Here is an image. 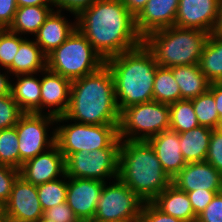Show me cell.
<instances>
[{
	"label": "cell",
	"instance_id": "1",
	"mask_svg": "<svg viewBox=\"0 0 222 222\" xmlns=\"http://www.w3.org/2000/svg\"><path fill=\"white\" fill-rule=\"evenodd\" d=\"M77 18V28L104 61L139 47L135 17L121 0H97Z\"/></svg>",
	"mask_w": 222,
	"mask_h": 222
},
{
	"label": "cell",
	"instance_id": "2",
	"mask_svg": "<svg viewBox=\"0 0 222 222\" xmlns=\"http://www.w3.org/2000/svg\"><path fill=\"white\" fill-rule=\"evenodd\" d=\"M69 120L88 125H119L114 77L106 63L95 72L72 80L67 111L56 117L55 124Z\"/></svg>",
	"mask_w": 222,
	"mask_h": 222
},
{
	"label": "cell",
	"instance_id": "3",
	"mask_svg": "<svg viewBox=\"0 0 222 222\" xmlns=\"http://www.w3.org/2000/svg\"><path fill=\"white\" fill-rule=\"evenodd\" d=\"M112 72L119 111L153 101V85L159 66L152 52L142 43L105 61Z\"/></svg>",
	"mask_w": 222,
	"mask_h": 222
},
{
	"label": "cell",
	"instance_id": "4",
	"mask_svg": "<svg viewBox=\"0 0 222 222\" xmlns=\"http://www.w3.org/2000/svg\"><path fill=\"white\" fill-rule=\"evenodd\" d=\"M118 178L143 202H152L172 183L148 141H121Z\"/></svg>",
	"mask_w": 222,
	"mask_h": 222
},
{
	"label": "cell",
	"instance_id": "5",
	"mask_svg": "<svg viewBox=\"0 0 222 222\" xmlns=\"http://www.w3.org/2000/svg\"><path fill=\"white\" fill-rule=\"evenodd\" d=\"M209 33L171 26L148 34L143 43L161 67L199 64Z\"/></svg>",
	"mask_w": 222,
	"mask_h": 222
},
{
	"label": "cell",
	"instance_id": "6",
	"mask_svg": "<svg viewBox=\"0 0 222 222\" xmlns=\"http://www.w3.org/2000/svg\"><path fill=\"white\" fill-rule=\"evenodd\" d=\"M104 64L78 28L47 56V68L71 81L95 72Z\"/></svg>",
	"mask_w": 222,
	"mask_h": 222
},
{
	"label": "cell",
	"instance_id": "7",
	"mask_svg": "<svg viewBox=\"0 0 222 222\" xmlns=\"http://www.w3.org/2000/svg\"><path fill=\"white\" fill-rule=\"evenodd\" d=\"M55 124V144L65 157L72 153L105 148H120L119 125H88L73 121Z\"/></svg>",
	"mask_w": 222,
	"mask_h": 222
},
{
	"label": "cell",
	"instance_id": "8",
	"mask_svg": "<svg viewBox=\"0 0 222 222\" xmlns=\"http://www.w3.org/2000/svg\"><path fill=\"white\" fill-rule=\"evenodd\" d=\"M169 104L150 101L134 104L120 112L121 141H148L170 127Z\"/></svg>",
	"mask_w": 222,
	"mask_h": 222
},
{
	"label": "cell",
	"instance_id": "9",
	"mask_svg": "<svg viewBox=\"0 0 222 222\" xmlns=\"http://www.w3.org/2000/svg\"><path fill=\"white\" fill-rule=\"evenodd\" d=\"M104 183L95 222H138L144 202L119 178Z\"/></svg>",
	"mask_w": 222,
	"mask_h": 222
},
{
	"label": "cell",
	"instance_id": "10",
	"mask_svg": "<svg viewBox=\"0 0 222 222\" xmlns=\"http://www.w3.org/2000/svg\"><path fill=\"white\" fill-rule=\"evenodd\" d=\"M119 152L120 148H105L72 153L65 159L66 176L102 182L111 178L117 179Z\"/></svg>",
	"mask_w": 222,
	"mask_h": 222
},
{
	"label": "cell",
	"instance_id": "11",
	"mask_svg": "<svg viewBox=\"0 0 222 222\" xmlns=\"http://www.w3.org/2000/svg\"><path fill=\"white\" fill-rule=\"evenodd\" d=\"M56 123L52 115L24 113L15 125L19 141V170L23 163L55 145V129L49 126ZM51 137H50V136Z\"/></svg>",
	"mask_w": 222,
	"mask_h": 222
},
{
	"label": "cell",
	"instance_id": "12",
	"mask_svg": "<svg viewBox=\"0 0 222 222\" xmlns=\"http://www.w3.org/2000/svg\"><path fill=\"white\" fill-rule=\"evenodd\" d=\"M1 211L9 222H37L44 214L37 186L20 175L15 180L8 201Z\"/></svg>",
	"mask_w": 222,
	"mask_h": 222
},
{
	"label": "cell",
	"instance_id": "13",
	"mask_svg": "<svg viewBox=\"0 0 222 222\" xmlns=\"http://www.w3.org/2000/svg\"><path fill=\"white\" fill-rule=\"evenodd\" d=\"M105 182L67 177L66 202L79 221L93 220Z\"/></svg>",
	"mask_w": 222,
	"mask_h": 222
},
{
	"label": "cell",
	"instance_id": "14",
	"mask_svg": "<svg viewBox=\"0 0 222 222\" xmlns=\"http://www.w3.org/2000/svg\"><path fill=\"white\" fill-rule=\"evenodd\" d=\"M65 175V157L56 144L36 157L25 161L20 169V176L35 186Z\"/></svg>",
	"mask_w": 222,
	"mask_h": 222
},
{
	"label": "cell",
	"instance_id": "15",
	"mask_svg": "<svg viewBox=\"0 0 222 222\" xmlns=\"http://www.w3.org/2000/svg\"><path fill=\"white\" fill-rule=\"evenodd\" d=\"M220 0H179L174 26L213 32Z\"/></svg>",
	"mask_w": 222,
	"mask_h": 222
},
{
	"label": "cell",
	"instance_id": "16",
	"mask_svg": "<svg viewBox=\"0 0 222 222\" xmlns=\"http://www.w3.org/2000/svg\"><path fill=\"white\" fill-rule=\"evenodd\" d=\"M41 73V114H45L44 110L49 108L48 115L63 116L69 105L72 81L48 68Z\"/></svg>",
	"mask_w": 222,
	"mask_h": 222
},
{
	"label": "cell",
	"instance_id": "17",
	"mask_svg": "<svg viewBox=\"0 0 222 222\" xmlns=\"http://www.w3.org/2000/svg\"><path fill=\"white\" fill-rule=\"evenodd\" d=\"M179 0H148L135 18L138 34L144 39L148 34L174 26Z\"/></svg>",
	"mask_w": 222,
	"mask_h": 222
},
{
	"label": "cell",
	"instance_id": "18",
	"mask_svg": "<svg viewBox=\"0 0 222 222\" xmlns=\"http://www.w3.org/2000/svg\"><path fill=\"white\" fill-rule=\"evenodd\" d=\"M178 189L184 192L222 190V174L206 161L187 163L172 179Z\"/></svg>",
	"mask_w": 222,
	"mask_h": 222
},
{
	"label": "cell",
	"instance_id": "19",
	"mask_svg": "<svg viewBox=\"0 0 222 222\" xmlns=\"http://www.w3.org/2000/svg\"><path fill=\"white\" fill-rule=\"evenodd\" d=\"M61 12L53 10L34 36L35 42L46 56L58 48L77 28V18L74 17L75 22H69Z\"/></svg>",
	"mask_w": 222,
	"mask_h": 222
},
{
	"label": "cell",
	"instance_id": "20",
	"mask_svg": "<svg viewBox=\"0 0 222 222\" xmlns=\"http://www.w3.org/2000/svg\"><path fill=\"white\" fill-rule=\"evenodd\" d=\"M159 159L164 172L172 180L187 164L181 152L179 134L163 131L148 140Z\"/></svg>",
	"mask_w": 222,
	"mask_h": 222
},
{
	"label": "cell",
	"instance_id": "21",
	"mask_svg": "<svg viewBox=\"0 0 222 222\" xmlns=\"http://www.w3.org/2000/svg\"><path fill=\"white\" fill-rule=\"evenodd\" d=\"M35 74H20L14 77L11 94L24 113L41 114V83Z\"/></svg>",
	"mask_w": 222,
	"mask_h": 222
},
{
	"label": "cell",
	"instance_id": "22",
	"mask_svg": "<svg viewBox=\"0 0 222 222\" xmlns=\"http://www.w3.org/2000/svg\"><path fill=\"white\" fill-rule=\"evenodd\" d=\"M47 68V56L40 46L26 38L14 56L12 65L7 69L13 76L20 74H36Z\"/></svg>",
	"mask_w": 222,
	"mask_h": 222
},
{
	"label": "cell",
	"instance_id": "23",
	"mask_svg": "<svg viewBox=\"0 0 222 222\" xmlns=\"http://www.w3.org/2000/svg\"><path fill=\"white\" fill-rule=\"evenodd\" d=\"M161 211L184 222H196L197 217L187 193L170 184L153 201Z\"/></svg>",
	"mask_w": 222,
	"mask_h": 222
},
{
	"label": "cell",
	"instance_id": "24",
	"mask_svg": "<svg viewBox=\"0 0 222 222\" xmlns=\"http://www.w3.org/2000/svg\"><path fill=\"white\" fill-rule=\"evenodd\" d=\"M171 70L179 85L181 100H192L209 89L211 83L200 70L199 64L175 66Z\"/></svg>",
	"mask_w": 222,
	"mask_h": 222
},
{
	"label": "cell",
	"instance_id": "25",
	"mask_svg": "<svg viewBox=\"0 0 222 222\" xmlns=\"http://www.w3.org/2000/svg\"><path fill=\"white\" fill-rule=\"evenodd\" d=\"M52 7L53 5L18 7L8 30L24 36L26 34L35 36L46 18L54 10Z\"/></svg>",
	"mask_w": 222,
	"mask_h": 222
},
{
	"label": "cell",
	"instance_id": "26",
	"mask_svg": "<svg viewBox=\"0 0 222 222\" xmlns=\"http://www.w3.org/2000/svg\"><path fill=\"white\" fill-rule=\"evenodd\" d=\"M211 133L212 129L204 126L179 133L180 148L186 163L206 160Z\"/></svg>",
	"mask_w": 222,
	"mask_h": 222
},
{
	"label": "cell",
	"instance_id": "27",
	"mask_svg": "<svg viewBox=\"0 0 222 222\" xmlns=\"http://www.w3.org/2000/svg\"><path fill=\"white\" fill-rule=\"evenodd\" d=\"M199 67L210 83L222 82V37L210 33L202 50Z\"/></svg>",
	"mask_w": 222,
	"mask_h": 222
},
{
	"label": "cell",
	"instance_id": "28",
	"mask_svg": "<svg viewBox=\"0 0 222 222\" xmlns=\"http://www.w3.org/2000/svg\"><path fill=\"white\" fill-rule=\"evenodd\" d=\"M181 100L180 88L171 68L158 66L154 77L153 101L171 104Z\"/></svg>",
	"mask_w": 222,
	"mask_h": 222
},
{
	"label": "cell",
	"instance_id": "29",
	"mask_svg": "<svg viewBox=\"0 0 222 222\" xmlns=\"http://www.w3.org/2000/svg\"><path fill=\"white\" fill-rule=\"evenodd\" d=\"M169 108L170 130L179 134L200 126L191 100H179L171 103Z\"/></svg>",
	"mask_w": 222,
	"mask_h": 222
},
{
	"label": "cell",
	"instance_id": "30",
	"mask_svg": "<svg viewBox=\"0 0 222 222\" xmlns=\"http://www.w3.org/2000/svg\"><path fill=\"white\" fill-rule=\"evenodd\" d=\"M191 101L200 126L211 129L219 127V114L213 94L209 89Z\"/></svg>",
	"mask_w": 222,
	"mask_h": 222
},
{
	"label": "cell",
	"instance_id": "31",
	"mask_svg": "<svg viewBox=\"0 0 222 222\" xmlns=\"http://www.w3.org/2000/svg\"><path fill=\"white\" fill-rule=\"evenodd\" d=\"M37 192L43 211L66 202L67 176L37 185Z\"/></svg>",
	"mask_w": 222,
	"mask_h": 222
},
{
	"label": "cell",
	"instance_id": "32",
	"mask_svg": "<svg viewBox=\"0 0 222 222\" xmlns=\"http://www.w3.org/2000/svg\"><path fill=\"white\" fill-rule=\"evenodd\" d=\"M0 164L19 170V141L16 127L0 130Z\"/></svg>",
	"mask_w": 222,
	"mask_h": 222
},
{
	"label": "cell",
	"instance_id": "33",
	"mask_svg": "<svg viewBox=\"0 0 222 222\" xmlns=\"http://www.w3.org/2000/svg\"><path fill=\"white\" fill-rule=\"evenodd\" d=\"M26 39L8 29H0V67L7 70L13 63L20 44Z\"/></svg>",
	"mask_w": 222,
	"mask_h": 222
},
{
	"label": "cell",
	"instance_id": "34",
	"mask_svg": "<svg viewBox=\"0 0 222 222\" xmlns=\"http://www.w3.org/2000/svg\"><path fill=\"white\" fill-rule=\"evenodd\" d=\"M23 114L12 94L0 96V130L15 127Z\"/></svg>",
	"mask_w": 222,
	"mask_h": 222
},
{
	"label": "cell",
	"instance_id": "35",
	"mask_svg": "<svg viewBox=\"0 0 222 222\" xmlns=\"http://www.w3.org/2000/svg\"><path fill=\"white\" fill-rule=\"evenodd\" d=\"M205 161L222 174V129H212Z\"/></svg>",
	"mask_w": 222,
	"mask_h": 222
},
{
	"label": "cell",
	"instance_id": "36",
	"mask_svg": "<svg viewBox=\"0 0 222 222\" xmlns=\"http://www.w3.org/2000/svg\"><path fill=\"white\" fill-rule=\"evenodd\" d=\"M20 175V170L0 164V209L8 201L13 184Z\"/></svg>",
	"mask_w": 222,
	"mask_h": 222
},
{
	"label": "cell",
	"instance_id": "37",
	"mask_svg": "<svg viewBox=\"0 0 222 222\" xmlns=\"http://www.w3.org/2000/svg\"><path fill=\"white\" fill-rule=\"evenodd\" d=\"M138 222H184L161 211L153 202H144Z\"/></svg>",
	"mask_w": 222,
	"mask_h": 222
},
{
	"label": "cell",
	"instance_id": "38",
	"mask_svg": "<svg viewBox=\"0 0 222 222\" xmlns=\"http://www.w3.org/2000/svg\"><path fill=\"white\" fill-rule=\"evenodd\" d=\"M222 192V190H194L187 192V196L191 202V206L194 210V214L197 217L200 213L204 211L206 206L213 200L217 193Z\"/></svg>",
	"mask_w": 222,
	"mask_h": 222
},
{
	"label": "cell",
	"instance_id": "39",
	"mask_svg": "<svg viewBox=\"0 0 222 222\" xmlns=\"http://www.w3.org/2000/svg\"><path fill=\"white\" fill-rule=\"evenodd\" d=\"M196 222H222V192L215 195L204 211L197 216Z\"/></svg>",
	"mask_w": 222,
	"mask_h": 222
},
{
	"label": "cell",
	"instance_id": "40",
	"mask_svg": "<svg viewBox=\"0 0 222 222\" xmlns=\"http://www.w3.org/2000/svg\"><path fill=\"white\" fill-rule=\"evenodd\" d=\"M43 215L55 222H80L67 202L45 210Z\"/></svg>",
	"mask_w": 222,
	"mask_h": 222
},
{
	"label": "cell",
	"instance_id": "41",
	"mask_svg": "<svg viewBox=\"0 0 222 222\" xmlns=\"http://www.w3.org/2000/svg\"><path fill=\"white\" fill-rule=\"evenodd\" d=\"M96 1L97 0H52V3L57 10L69 11L76 17Z\"/></svg>",
	"mask_w": 222,
	"mask_h": 222
},
{
	"label": "cell",
	"instance_id": "42",
	"mask_svg": "<svg viewBox=\"0 0 222 222\" xmlns=\"http://www.w3.org/2000/svg\"><path fill=\"white\" fill-rule=\"evenodd\" d=\"M18 6L16 0H0V29H8Z\"/></svg>",
	"mask_w": 222,
	"mask_h": 222
},
{
	"label": "cell",
	"instance_id": "43",
	"mask_svg": "<svg viewBox=\"0 0 222 222\" xmlns=\"http://www.w3.org/2000/svg\"><path fill=\"white\" fill-rule=\"evenodd\" d=\"M128 11L136 18L144 9L148 0H121Z\"/></svg>",
	"mask_w": 222,
	"mask_h": 222
},
{
	"label": "cell",
	"instance_id": "44",
	"mask_svg": "<svg viewBox=\"0 0 222 222\" xmlns=\"http://www.w3.org/2000/svg\"><path fill=\"white\" fill-rule=\"evenodd\" d=\"M209 90L212 92L216 108L219 114V118L222 116V82L221 83H211Z\"/></svg>",
	"mask_w": 222,
	"mask_h": 222
},
{
	"label": "cell",
	"instance_id": "45",
	"mask_svg": "<svg viewBox=\"0 0 222 222\" xmlns=\"http://www.w3.org/2000/svg\"><path fill=\"white\" fill-rule=\"evenodd\" d=\"M8 74V75H7ZM10 72L5 69L4 73L0 70V96L11 95L12 81L9 78Z\"/></svg>",
	"mask_w": 222,
	"mask_h": 222
},
{
	"label": "cell",
	"instance_id": "46",
	"mask_svg": "<svg viewBox=\"0 0 222 222\" xmlns=\"http://www.w3.org/2000/svg\"><path fill=\"white\" fill-rule=\"evenodd\" d=\"M18 7L53 5L52 0H16Z\"/></svg>",
	"mask_w": 222,
	"mask_h": 222
},
{
	"label": "cell",
	"instance_id": "47",
	"mask_svg": "<svg viewBox=\"0 0 222 222\" xmlns=\"http://www.w3.org/2000/svg\"><path fill=\"white\" fill-rule=\"evenodd\" d=\"M212 33L222 37V0L219 1L218 17Z\"/></svg>",
	"mask_w": 222,
	"mask_h": 222
},
{
	"label": "cell",
	"instance_id": "48",
	"mask_svg": "<svg viewBox=\"0 0 222 222\" xmlns=\"http://www.w3.org/2000/svg\"><path fill=\"white\" fill-rule=\"evenodd\" d=\"M37 222H55V221L51 220L43 215Z\"/></svg>",
	"mask_w": 222,
	"mask_h": 222
},
{
	"label": "cell",
	"instance_id": "49",
	"mask_svg": "<svg viewBox=\"0 0 222 222\" xmlns=\"http://www.w3.org/2000/svg\"><path fill=\"white\" fill-rule=\"evenodd\" d=\"M0 222H8L0 209Z\"/></svg>",
	"mask_w": 222,
	"mask_h": 222
},
{
	"label": "cell",
	"instance_id": "50",
	"mask_svg": "<svg viewBox=\"0 0 222 222\" xmlns=\"http://www.w3.org/2000/svg\"><path fill=\"white\" fill-rule=\"evenodd\" d=\"M219 129H222V116L220 117V120H219Z\"/></svg>",
	"mask_w": 222,
	"mask_h": 222
},
{
	"label": "cell",
	"instance_id": "51",
	"mask_svg": "<svg viewBox=\"0 0 222 222\" xmlns=\"http://www.w3.org/2000/svg\"><path fill=\"white\" fill-rule=\"evenodd\" d=\"M80 222H95L93 220H87V221H80Z\"/></svg>",
	"mask_w": 222,
	"mask_h": 222
}]
</instances>
